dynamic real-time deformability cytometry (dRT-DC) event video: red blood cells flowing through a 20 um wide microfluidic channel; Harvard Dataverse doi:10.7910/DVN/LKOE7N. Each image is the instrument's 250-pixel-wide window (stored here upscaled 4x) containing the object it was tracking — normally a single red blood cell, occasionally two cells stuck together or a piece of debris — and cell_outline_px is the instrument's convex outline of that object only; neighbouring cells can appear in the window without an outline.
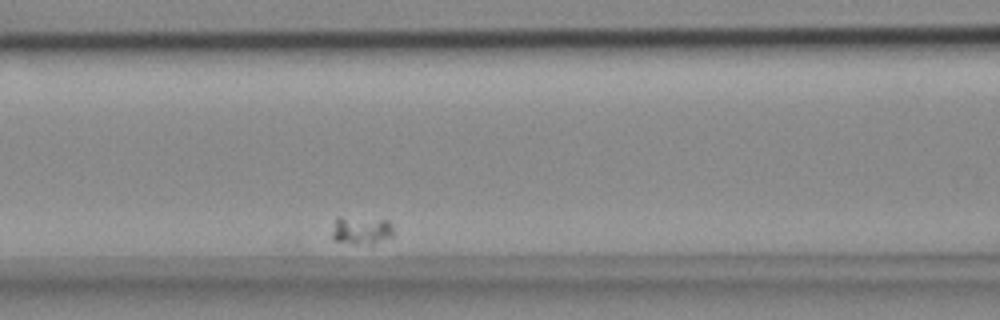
{"species": "common noctule bat (a hibernating species)", "species_latin": "Nyctalus noctula", "temperature_condition": "cold", "stored_images_in_passage": 3, "camera_frame_rate_fps": 3000, "um_per_image_px": 0.085, "animal": {"sex": "female", "body_mass_g": 18.4}, "frame": {"image": 1, "passage_image": 3, "time_ms": 0.667, "image_size_px": [1000, 320], "cell_outline_px": [[392, 236], [372, 244], [356, 244], [332, 240], [332, 232], [336, 220], [340, 216], [388, 220], [392, 224]], "centroid_in_image_um": [30.7, 19.57], "position_along_channel_um": 135.9, "area_um2": 10.0}}